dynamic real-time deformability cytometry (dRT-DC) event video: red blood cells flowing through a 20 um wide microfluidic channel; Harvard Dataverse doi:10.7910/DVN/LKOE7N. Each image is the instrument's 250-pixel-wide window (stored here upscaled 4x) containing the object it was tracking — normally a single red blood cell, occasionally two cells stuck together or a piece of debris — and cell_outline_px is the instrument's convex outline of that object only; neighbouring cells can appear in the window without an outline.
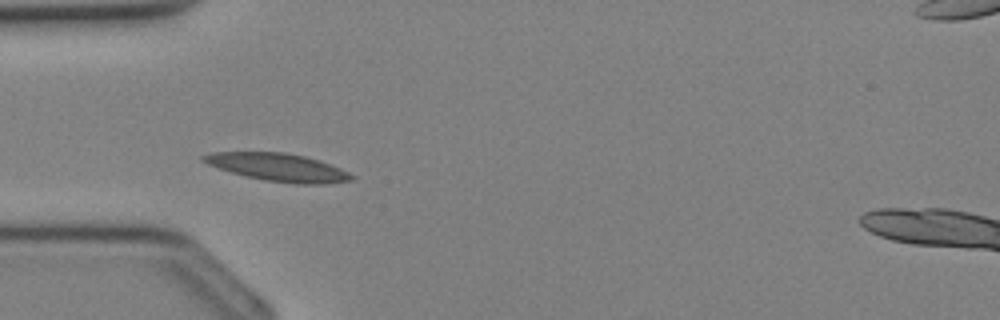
{"species": "Egyptian fruit bat (a non-hibernating species)", "species_latin": "Rousettus aegyptiacus", "temperature_condition": "cold", "stored_images_in_passage": 4, "camera_frame_rate_fps": 3000, "um_per_image_px": 0.085, "animal": {"sex": "female"}, "frame": {"image": 1, "passage_image": 2, "time_ms": 0.333, "image_size_px": [1000, 320], "cell_outline_px": [[356, 176], [352, 180], [324, 184], [292, 184], [264, 180], [244, 176], [208, 164], [200, 160], [200, 156], [212, 152], [284, 152], [304, 156], [320, 160], [340, 168]], "centroid_in_image_um": [23.65, 14.22], "position_along_channel_um": 61.4, "area_um2": 24.1}}